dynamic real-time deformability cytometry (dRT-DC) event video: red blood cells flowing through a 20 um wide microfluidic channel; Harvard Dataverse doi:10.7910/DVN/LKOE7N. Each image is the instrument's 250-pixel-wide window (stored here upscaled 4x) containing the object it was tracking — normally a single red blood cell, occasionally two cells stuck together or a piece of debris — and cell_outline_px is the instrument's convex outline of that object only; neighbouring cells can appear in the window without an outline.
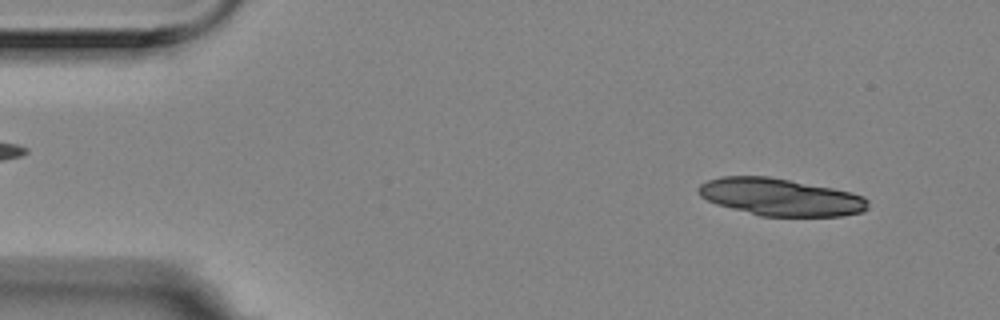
{"species": "Egyptian fruit bat (a non-hibernating species)", "species_latin": "Rousettus aegyptiacus", "temperature_condition": "room temperature", "stored_images_in_passage": 55, "camera_frame_rate_fps": 3000, "um_per_image_px": 0.085, "animal": {"sex": "female"}, "frame": {"image": 1, "passage_image": 4, "time_ms": 1.0, "image_size_px": [1000, 320], "cell_outline_px": [[868, 208], [864, 212], [844, 216], [760, 216], [716, 204], [700, 196], [696, 188], [700, 184], [708, 180], [720, 176], [768, 176], [832, 188], [864, 196], [868, 200]], "centroid_in_image_um": [66.33, 16.75], "position_along_channel_um": 18.7, "area_um2": 36.88}}
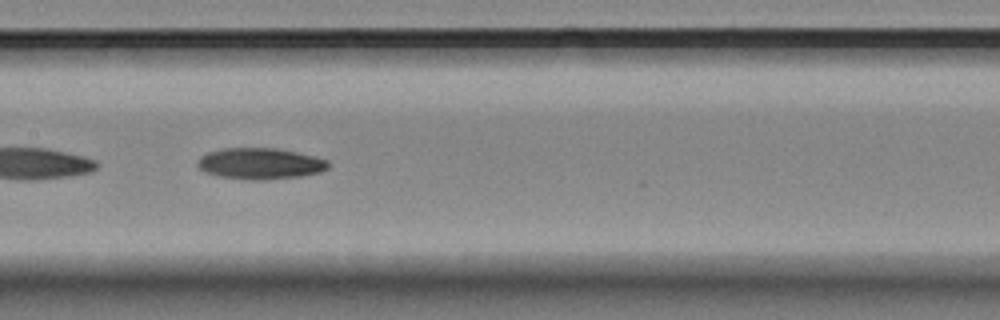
{"frame": {"image": 2, "passage_image": 26, "time_ms": 8.333, "image_size_px": [1000, 320], "cell_outline_px": [[328, 168], [320, 172], [300, 176], [264, 180], [248, 180], [220, 176], [208, 172], [200, 168], [196, 164], [196, 160], [200, 156], [208, 152], [220, 148], [276, 148], [296, 152], [328, 160]], "centroid_in_image_um": [22.08, 13.9], "position_along_channel_um": 185.3, "area_um2": 23.7}}
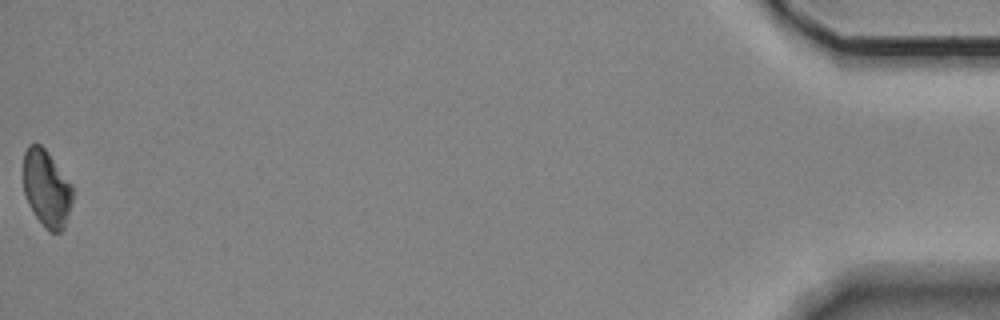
{"frame": {"image": 3, "passage_image": 55, "time_ms": 18.0, "image_size_px": [1000, 320], "cell_outline_px": [[72, 200], [64, 228], [60, 232], [48, 232], [44, 228], [28, 204], [24, 192], [24, 152], [28, 144], [40, 144], [48, 152], [72, 184]], "centroid_in_image_um": [3.95, 16.02], "position_along_channel_um": 431.2, "area_um2": 22.02}}